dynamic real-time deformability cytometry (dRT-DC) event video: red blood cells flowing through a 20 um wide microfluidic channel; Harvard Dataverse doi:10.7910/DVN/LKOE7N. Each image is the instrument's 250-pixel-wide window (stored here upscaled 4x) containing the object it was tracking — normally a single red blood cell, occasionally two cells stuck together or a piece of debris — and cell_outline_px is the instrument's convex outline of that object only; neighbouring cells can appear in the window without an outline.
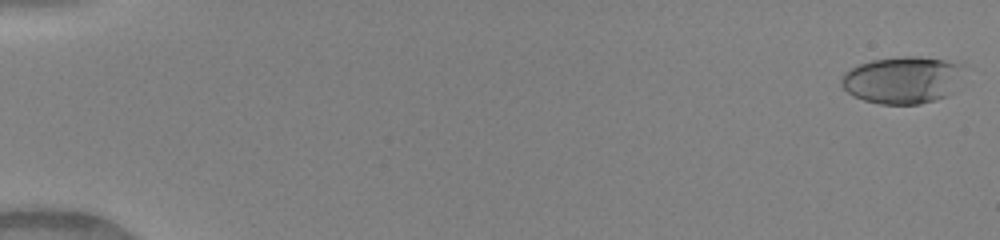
{"species": "human", "species_latin": "Homo sapiens", "temperature_condition": "warm", "stored_images_in_passage": 51, "camera_frame_rate_fps": 3000, "um_per_image_px": 0.085, "donor": {"sex": "female"}, "frame": {"image": 1, "passage_image": 2, "time_ms": 0.333, "image_size_px": [1000, 240], "cell_outline_px": [[964, 64], [944, 96], [936, 100], [920, 104], [880, 104], [864, 100], [852, 96], [840, 84], [840, 80], [844, 72], [860, 64], [872, 60], [904, 56], [920, 56], [944, 60]], "centroid_in_image_um": [76.59, 6.79], "position_along_channel_um": 8.4, "area_um2": 32.83}}
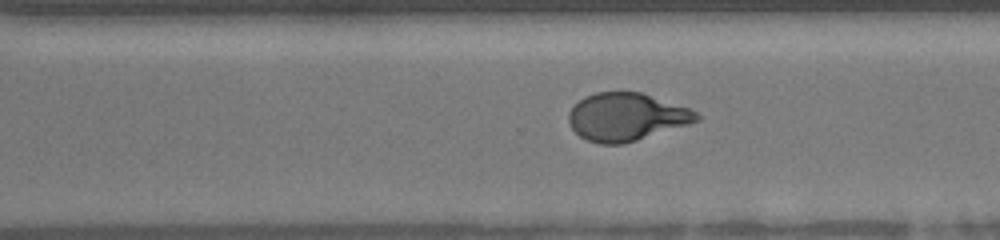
{"frame": {"image": 2, "passage_image": 37, "time_ms": 12.0, "image_size_px": [1000, 240], "cell_outline_px": [[700, 120], [688, 124], [636, 140], [620, 144], [600, 144], [588, 140], [580, 136], [572, 128], [568, 120], [568, 112], [584, 96], [596, 92], [640, 92], [692, 108], [700, 116]], "centroid_in_image_um": [53.25, 9.92], "position_along_channel_um": 317.4, "area_um2": 35.43}}
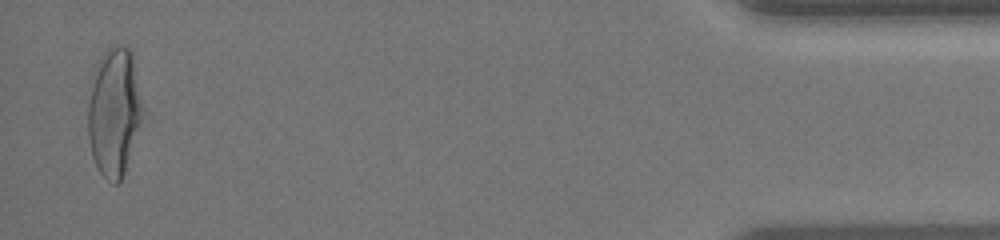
{"frame": {"image": 3, "passage_image": 50, "time_ms": 16.333, "image_size_px": [1000, 240], "cell_outline_px": [[144, 112], [124, 172], [120, 180], [116, 184], [104, 176], [100, 172], [92, 156], [88, 136], [88, 104], [96, 64], [100, 56], [108, 48], [120, 44], [128, 44], [132, 52]], "centroid_in_image_um": [9.71, 9.45], "position_along_channel_um": 425.5, "area_um2": 40.58}, "authors_computed_cell_mechanics": {"area_um2": 35.6626, "velocity_mm_per_s": 4.141, "shape_relaxation_time_tau1_ms": 4.9875, "shape_relaxation_time_tau2_ms": 0.9011, "deformation_change_tau1": 0.229, "deformation_change_tau2": 0.0731}}